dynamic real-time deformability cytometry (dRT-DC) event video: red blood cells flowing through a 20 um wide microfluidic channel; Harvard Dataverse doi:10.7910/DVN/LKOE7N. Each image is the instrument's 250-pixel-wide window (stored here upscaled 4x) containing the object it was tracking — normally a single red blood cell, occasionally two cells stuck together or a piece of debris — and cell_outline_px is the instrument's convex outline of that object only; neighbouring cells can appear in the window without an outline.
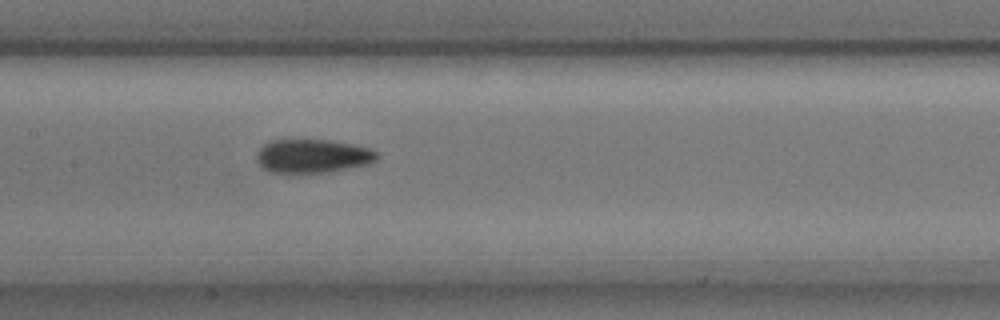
{"species": "common noctule bat (a hibernating species)", "species_latin": "Nyctalus noctula", "temperature_condition": "cold", "stored_images_in_passage": 7, "camera_frame_rate_fps": 3000, "um_per_image_px": 0.085, "animal": {"sex": "male", "body_mass_g": 17.9, "forearm_length_mm": 54.2}, "frame": {"image": 1, "passage_image": 7, "time_ms": 2.0, "image_size_px": [1000, 320], "cell_outline_px": [[376, 160], [368, 164], [332, 172], [288, 176], [268, 172], [256, 160], [256, 156], [260, 148], [264, 144], [272, 140], [328, 140], [352, 144], [368, 148], [376, 152]], "centroid_in_image_um": [26.5, 13.32], "position_along_channel_um": 180.9, "area_um2": 24.28}}